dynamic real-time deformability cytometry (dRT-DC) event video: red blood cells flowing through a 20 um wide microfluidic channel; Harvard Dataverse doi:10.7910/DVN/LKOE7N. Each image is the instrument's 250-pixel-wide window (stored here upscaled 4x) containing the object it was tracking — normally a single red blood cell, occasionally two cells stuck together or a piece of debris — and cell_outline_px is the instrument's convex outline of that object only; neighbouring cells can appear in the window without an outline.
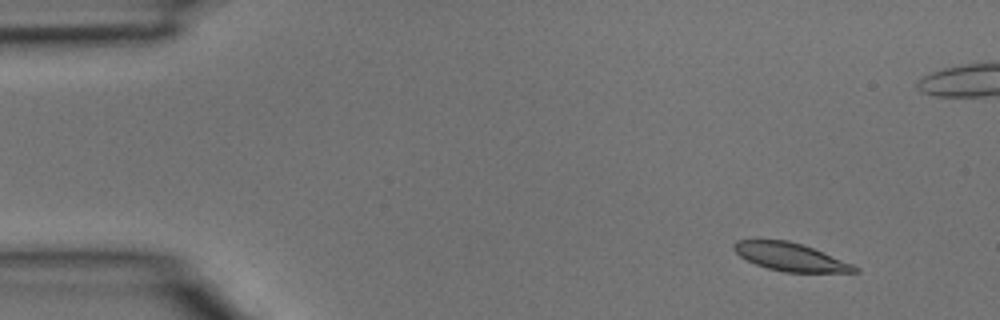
{"species": "common noctule bat (a hibernating species)", "species_latin": "Nyctalus noctula", "temperature_condition": "room temperature", "stored_images_in_passage": 4, "camera_frame_rate_fps": 3000, "um_per_image_px": 0.085, "animal": {"sex": "male", "body_mass_g": 15.6}, "frame": {"image": 1, "passage_image": 1, "time_ms": 0.0, "image_size_px": [1000, 320], "cell_outline_px": [[860, 272], [784, 272], [768, 268], [756, 264], [740, 256], [732, 248], [732, 244], [736, 240], [788, 240], [812, 248], [852, 264], [860, 268]], "centroid_in_image_um": [67.16, 21.84], "position_along_channel_um": 17.8, "area_um2": 19.42}}